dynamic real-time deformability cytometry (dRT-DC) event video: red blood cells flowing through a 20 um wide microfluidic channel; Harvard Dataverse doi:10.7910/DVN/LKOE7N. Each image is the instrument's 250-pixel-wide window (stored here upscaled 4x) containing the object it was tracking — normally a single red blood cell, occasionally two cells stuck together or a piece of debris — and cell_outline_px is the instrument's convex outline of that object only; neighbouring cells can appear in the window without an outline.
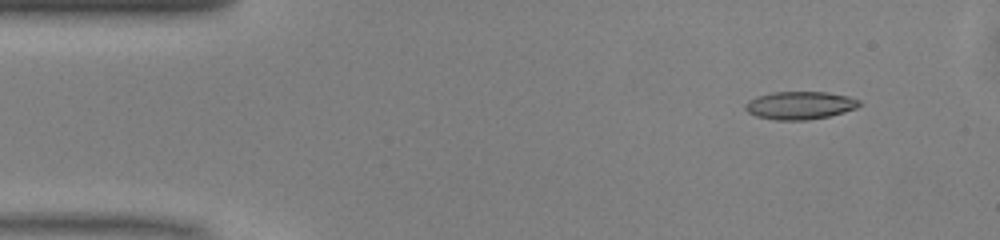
{"species": "common noctule bat (a hibernating species)", "species_latin": "Nyctalus noctula", "temperature_condition": "warm", "stored_images_in_passage": 45, "camera_frame_rate_fps": 3000, "um_per_image_px": 0.085, "animal": {"sex": "male", "body_mass_g": 13.0, "forearm_length_mm": 53.1}, "frame": {"image": 1, "passage_image": 1, "time_ms": 0.0, "image_size_px": [1000, 240], "cell_outline_px": [[860, 104], [856, 108], [844, 112], [828, 116], [808, 120], [776, 120], [756, 116], [748, 112], [744, 108], [744, 104], [748, 100], [756, 96], [772, 92], [828, 92], [848, 96], [860, 100]], "centroid_in_image_um": [67.96, 8.95], "position_along_channel_um": 17.0, "area_um2": 18.61}}
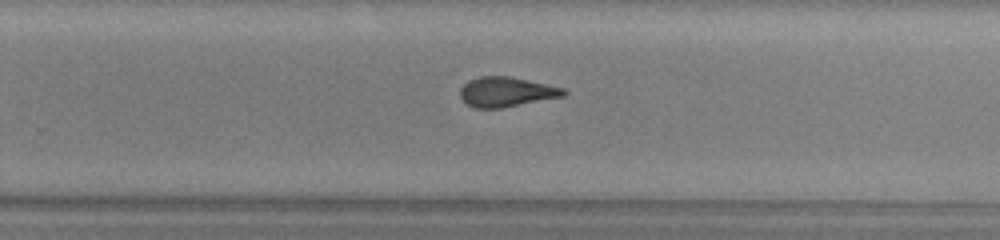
{"frame": {"image": 2, "passage_image": 27, "time_ms": 8.667, "image_size_px": [1000, 240], "cell_outline_px": [[568, 92], [564, 96], [500, 108], [476, 108], [468, 104], [460, 96], [460, 88], [468, 80], [480, 76], [508, 76], [528, 80], [564, 88]], "centroid_in_image_um": [43.03, 7.8], "position_along_channel_um": 286.8, "area_um2": 17.8}}
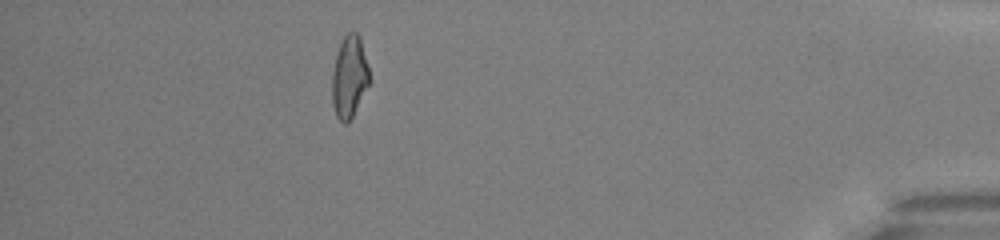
{"frame": {"image": 3, "passage_image": 40, "time_ms": 13.0, "image_size_px": [1000, 240], "cell_outline_px": [[372, 80], [352, 116], [344, 124], [336, 116], [332, 104], [332, 72], [336, 52], [344, 36], [348, 32], [356, 32], [360, 36]], "centroid_in_image_um": [29.7, 6.51], "position_along_channel_um": 405.5, "area_um2": 18.03}, "authors_computed_cell_mechanics": {"area_um2": 18.3226, "velocity_mm_per_s": 4.105, "shape_relaxation_time_tau1_ms": 9.8359, "shape_relaxation_time_tau2_ms": 2.0333, "deformation_change_tau1": 0.2446, "deformation_change_tau2": 0.1076}}